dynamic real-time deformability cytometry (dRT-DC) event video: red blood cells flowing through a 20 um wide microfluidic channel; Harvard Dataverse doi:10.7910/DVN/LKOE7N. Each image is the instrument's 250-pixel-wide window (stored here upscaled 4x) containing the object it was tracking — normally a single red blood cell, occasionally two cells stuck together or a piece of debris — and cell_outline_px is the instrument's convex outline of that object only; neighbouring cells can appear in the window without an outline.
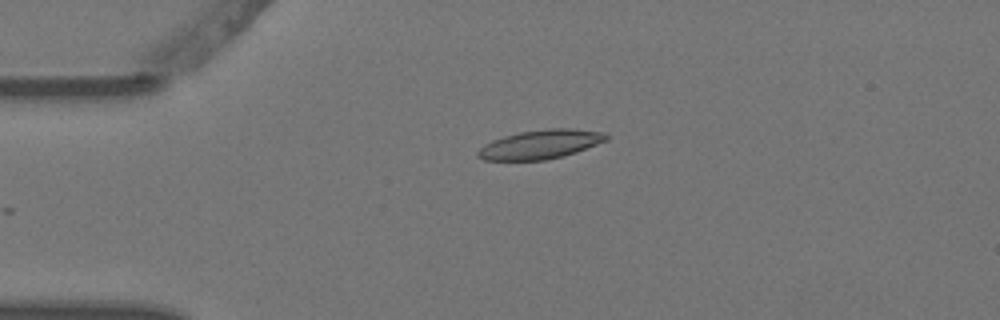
{"species": "Egyptian fruit bat (a non-hibernating species)", "species_latin": "Rousettus aegyptiacus", "temperature_condition": "warm", "stored_images_in_passage": 4, "camera_frame_rate_fps": 3000, "um_per_image_px": 0.085, "animal": {"sex": "female"}, "frame": {"image": 1, "passage_image": 4, "time_ms": 1.0, "image_size_px": [1000, 320], "cell_outline_px": [[608, 140], [576, 152], [564, 156], [544, 160], [484, 160], [476, 156], [476, 152], [484, 144], [492, 140], [504, 136], [520, 132], [548, 128], [572, 128], [604, 132], [608, 136]], "centroid_in_image_um": [45.93, 12.27], "position_along_channel_um": 39.1, "area_um2": 21.79}}